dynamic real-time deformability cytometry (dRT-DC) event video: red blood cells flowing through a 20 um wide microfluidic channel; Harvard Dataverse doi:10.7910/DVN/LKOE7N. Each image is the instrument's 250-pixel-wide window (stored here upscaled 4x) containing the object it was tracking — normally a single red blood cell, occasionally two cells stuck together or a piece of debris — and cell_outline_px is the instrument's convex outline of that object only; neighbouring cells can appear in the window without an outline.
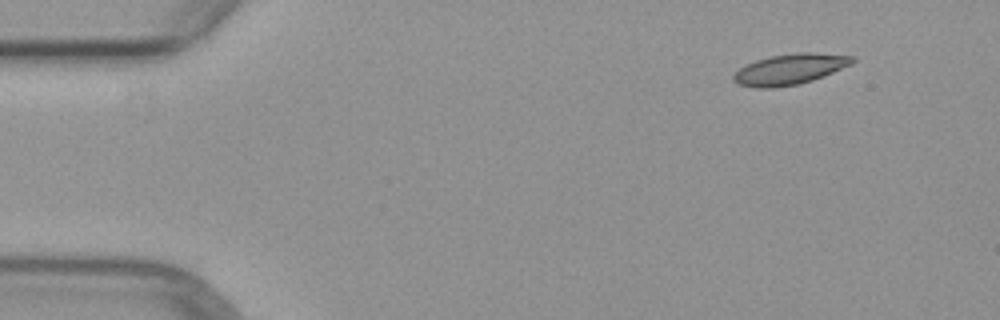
{"species": "common noctule bat (a hibernating species)", "species_latin": "Nyctalus noctula", "temperature_condition": "warm", "stored_images_in_passage": 4, "camera_frame_rate_fps": 3000, "um_per_image_px": 0.085, "animal": {"sex": "female", "body_mass_g": 29.2, "forearm_length_mm": 56.3}, "frame": {"image": 1, "passage_image": 4, "time_ms": 4.333, "image_size_px": [1000, 320], "cell_outline_px": [[856, 60], [852, 64], [824, 76], [812, 80], [796, 84], [772, 88], [756, 88], [740, 84], [732, 80], [732, 76], [740, 68], [756, 60], [772, 56], [796, 52], [812, 52], [856, 56]], "centroid_in_image_um": [67.18, 5.87], "position_along_channel_um": 17.8, "area_um2": 21.15}}